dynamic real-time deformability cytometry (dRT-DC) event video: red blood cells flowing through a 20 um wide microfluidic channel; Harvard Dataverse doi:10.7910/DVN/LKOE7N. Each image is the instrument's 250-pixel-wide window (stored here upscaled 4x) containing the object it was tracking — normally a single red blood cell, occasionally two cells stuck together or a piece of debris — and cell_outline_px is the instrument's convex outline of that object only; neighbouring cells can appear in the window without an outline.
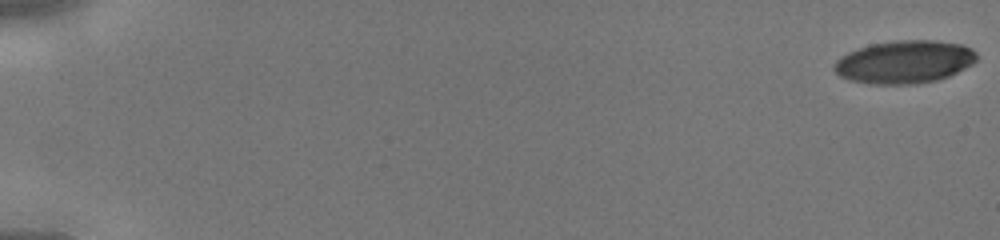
{"species": "human", "species_latin": "Homo sapiens", "temperature_condition": "cold", "stored_images_in_passage": 46, "camera_frame_rate_fps": 3000, "um_per_image_px": 0.085, "donor": {"sex": "male"}, "frame": {"image": 1, "passage_image": 1, "time_ms": 0.0, "image_size_px": [1000, 240], "cell_outline_px": [[976, 60], [972, 64], [948, 76], [936, 80], [916, 84], [872, 84], [848, 80], [840, 76], [832, 68], [832, 64], [836, 60], [848, 52], [872, 44], [896, 40], [936, 40], [964, 44], [972, 48], [976, 52]], "centroid_in_image_um": [76.87, 5.26], "position_along_channel_um": 8.1, "area_um2": 35.72}}
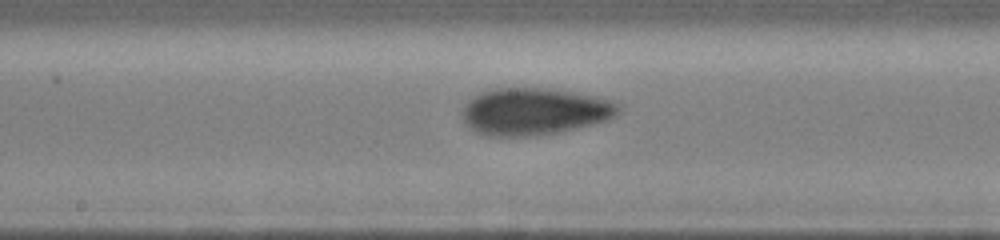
{"frame": {"image": 2, "passage_image": 26, "time_ms": 8.333, "image_size_px": [1000, 240], "cell_outline_px": [[620, 112], [616, 116], [608, 120], [560, 132], [528, 136], [492, 136], [476, 132], [464, 120], [460, 112], [464, 104], [472, 96], [492, 88], [544, 88], [572, 92], [596, 96], [612, 100], [620, 104]], "centroid_in_image_um": [45.43, 9.46], "position_along_channel_um": 202.8, "area_um2": 42.95}}
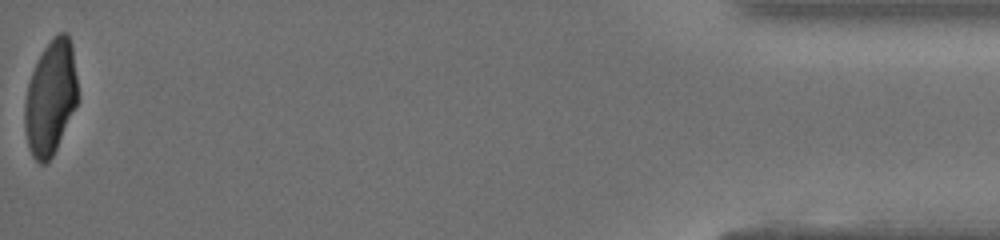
{"frame": {"image": 3, "passage_image": 46, "time_ms": 15.0, "image_size_px": [1000, 240], "cell_outline_px": [[76, 104], [56, 148], [52, 156], [44, 164], [40, 164], [32, 156], [28, 144], [24, 128], [24, 104], [28, 84], [32, 72], [44, 48], [52, 36], [56, 32], [64, 32], [68, 36], [72, 44], [76, 76]], "centroid_in_image_um": [4.27, 8.28], "position_along_channel_um": 430.9, "area_um2": 34.8}}